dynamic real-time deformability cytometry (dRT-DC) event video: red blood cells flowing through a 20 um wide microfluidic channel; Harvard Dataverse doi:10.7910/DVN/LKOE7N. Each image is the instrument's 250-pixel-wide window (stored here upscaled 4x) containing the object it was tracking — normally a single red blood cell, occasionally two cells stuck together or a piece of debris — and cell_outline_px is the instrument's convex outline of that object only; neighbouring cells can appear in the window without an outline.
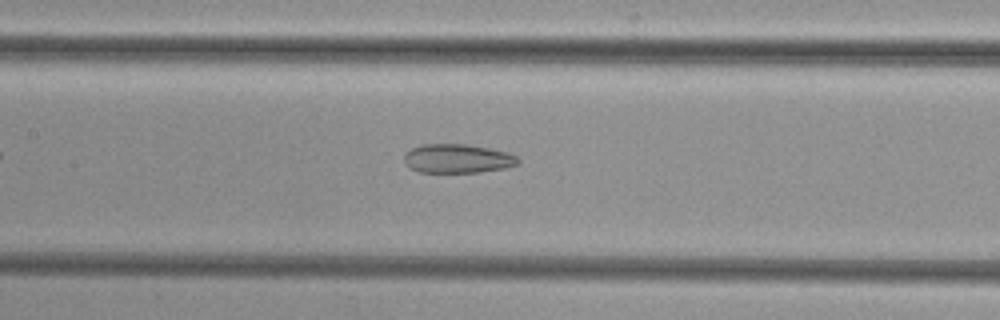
{"species": "common noctule bat (a hibernating species)", "species_latin": "Nyctalus noctula", "temperature_condition": "cold", "stored_images_in_passage": 42, "camera_frame_rate_fps": 3000, "um_per_image_px": 0.085, "animal": {"sex": "female", "body_mass_g": 29.2, "forearm_length_mm": 56.3}, "frame": {"image": 1, "passage_image": 15, "time_ms": 4.667, "image_size_px": [1000, 320], "cell_outline_px": [[520, 164], [504, 168], [480, 172], [420, 172], [408, 168], [404, 164], [404, 152], [412, 148], [424, 144], [464, 144], [488, 148], [508, 152], [516, 156], [520, 160]], "centroid_in_image_um": [38.87, 13.48], "position_along_channel_um": 168.5, "area_um2": 19.36}}
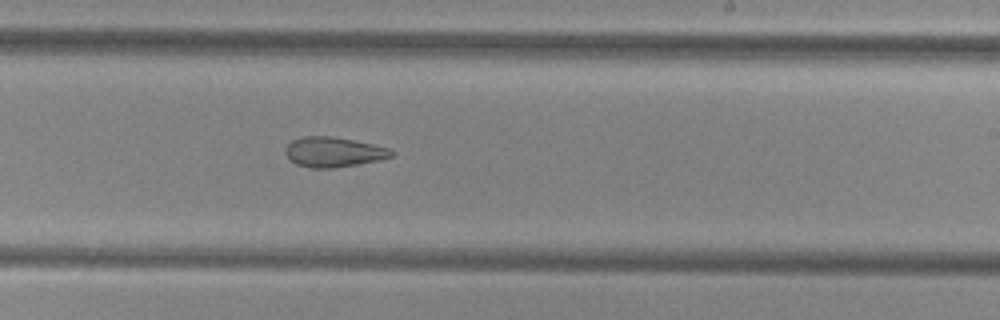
{"frame": {"image": 2, "passage_image": 22, "time_ms": 7.0, "image_size_px": [1000, 320], "cell_outline_px": [[396, 152], [392, 156], [380, 160], [336, 168], [312, 168], [296, 164], [288, 160], [284, 152], [284, 148], [292, 140], [304, 136], [332, 136], [372, 144], [388, 148]], "centroid_in_image_um": [28.32, 12.93], "position_along_channel_um": 260.7, "area_um2": 18.67}}
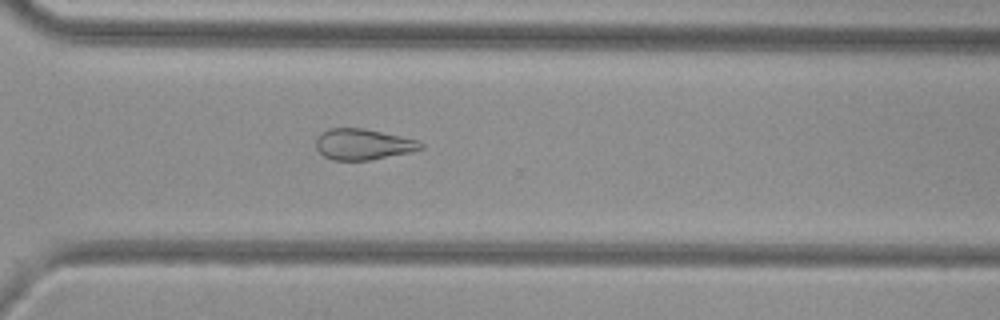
{"frame": {"image": 3, "passage_image": 28, "time_ms": 9.0, "image_size_px": [1000, 320], "cell_outline_px": [[424, 148], [412, 152], [368, 160], [332, 160], [324, 156], [316, 148], [316, 136], [320, 132], [328, 128], [364, 128], [420, 140], [424, 144]], "centroid_in_image_um": [30.87, 12.25], "position_along_channel_um": 339.7, "area_um2": 19.13}}